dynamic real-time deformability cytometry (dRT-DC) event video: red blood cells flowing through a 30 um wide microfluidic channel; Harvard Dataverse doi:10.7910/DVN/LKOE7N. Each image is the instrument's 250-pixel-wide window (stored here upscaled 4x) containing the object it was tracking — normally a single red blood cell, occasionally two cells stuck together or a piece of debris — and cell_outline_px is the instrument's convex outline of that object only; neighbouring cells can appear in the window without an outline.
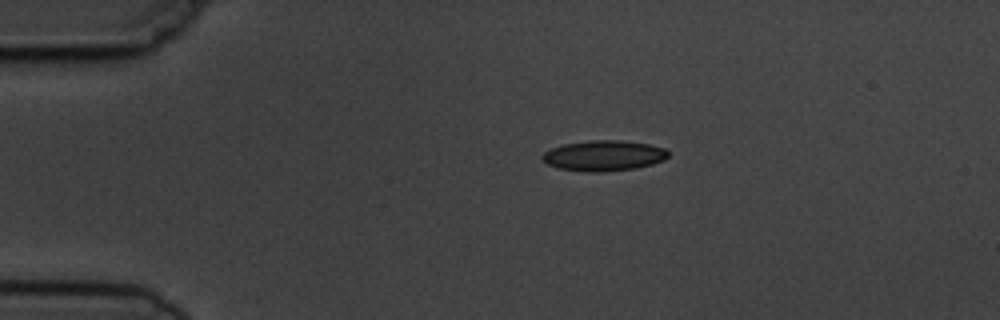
{"species": "common noctule bat (a hibernating species)", "species_latin": "Nyctalus noctula", "temperature_condition": "cold", "stored_images_in_passage": 4, "camera_frame_rate_fps": 3000, "um_per_image_px": 0.085, "animal": {"sex": "male", "body_mass_g": 19.5, "forearm_length_mm": 54.6}, "frame": {"image": 1, "passage_image": 1, "time_ms": 0.0, "image_size_px": [1000, 320], "cell_outline_px": [[668, 156], [664, 160], [652, 164], [636, 168], [596, 172], [592, 172], [560, 168], [548, 164], [540, 160], [540, 156], [544, 152], [560, 144], [588, 140], [620, 140], [648, 144], [664, 148], [668, 152]], "centroid_in_image_um": [51.28, 13.21], "position_along_channel_um": 33.7, "area_um2": 22.37}}
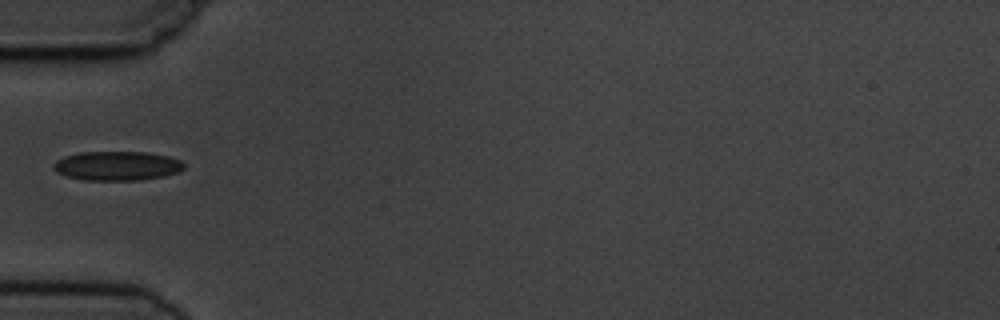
{"frame": {"image": 2, "passage_image": 3, "time_ms": 2.333, "image_size_px": [1000, 320], "cell_outline_px": [[184, 168], [176, 172], [160, 176], [140, 180], [84, 180], [68, 176], [56, 172], [52, 168], [52, 164], [56, 160], [64, 156], [80, 152], [148, 152], [168, 156], [180, 160], [184, 164]], "centroid_in_image_um": [9.9, 14.09], "position_along_channel_um": 75.1, "area_um2": 22.14}}
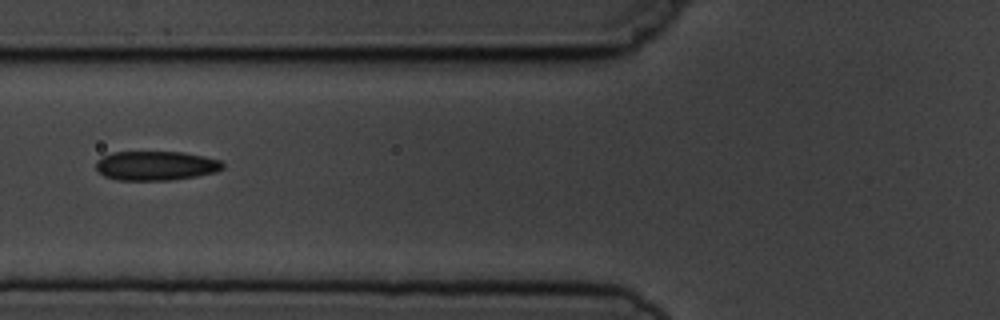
{"frame": {"image": 3, "passage_image": 4, "time_ms": 3.333, "image_size_px": [1000, 320], "cell_outline_px": [[224, 168], [216, 172], [196, 176], [172, 180], [116, 180], [104, 176], [96, 168], [96, 160], [112, 152], [184, 152], [204, 156], [220, 160], [224, 164]], "centroid_in_image_um": [13.26, 14.08], "position_along_channel_um": 112.5, "area_um2": 21.73}}